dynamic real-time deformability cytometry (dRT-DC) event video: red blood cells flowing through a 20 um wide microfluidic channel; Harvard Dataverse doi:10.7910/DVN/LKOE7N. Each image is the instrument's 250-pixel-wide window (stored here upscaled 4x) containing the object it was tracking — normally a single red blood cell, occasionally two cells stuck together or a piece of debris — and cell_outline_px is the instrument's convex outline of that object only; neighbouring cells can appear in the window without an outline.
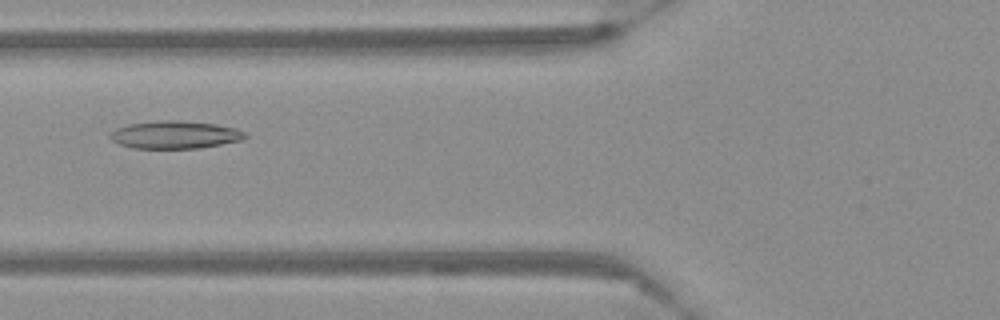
{"species": "Egyptian fruit bat (a non-hibernating species)", "species_latin": "Rousettus aegyptiacus", "temperature_condition": "warm", "stored_images_in_passage": 55, "camera_frame_rate_fps": 3000, "um_per_image_px": 0.085, "frame": {"image": 1, "passage_image": 21, "time_ms": 6.667, "image_size_px": [1000, 320], "cell_outline_px": [[248, 136], [240, 140], [220, 144], [196, 148], [132, 148], [120, 144], [112, 140], [108, 136], [116, 128], [128, 124], [160, 120], [176, 120], [216, 124], [236, 128], [244, 132]], "centroid_in_image_um": [14.85, 11.45], "position_along_channel_um": 111.0, "area_um2": 21.62}}
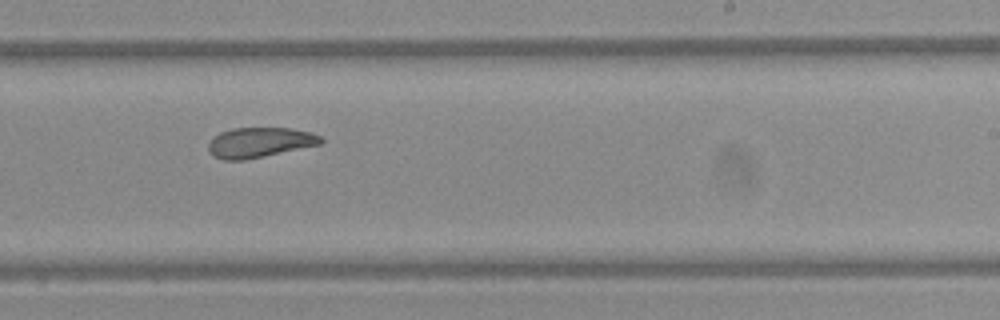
{"frame": {"image": 2, "passage_image": 34, "time_ms": 11.0, "image_size_px": [1000, 320], "cell_outline_px": [[324, 140], [320, 144], [244, 160], [224, 160], [212, 156], [208, 152], [208, 144], [212, 136], [220, 132], [232, 128], [292, 128], [312, 132], [320, 136]], "centroid_in_image_um": [22.02, 12.1], "position_along_channel_um": 267.0, "area_um2": 19.77}}
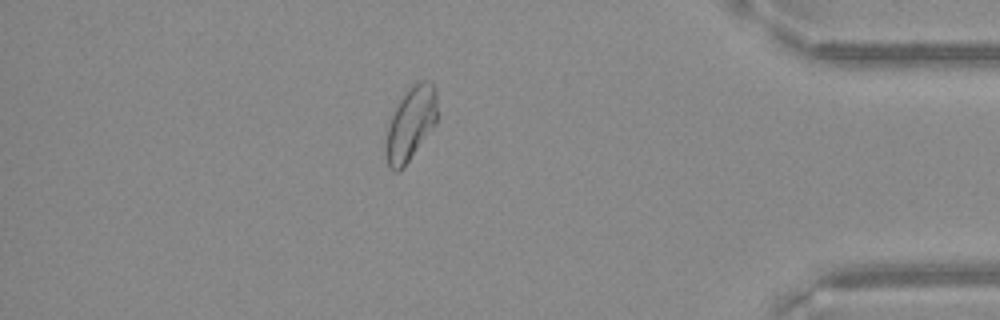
{"frame": {"image": 3, "passage_image": 48, "time_ms": 15.667, "image_size_px": [1000, 320], "cell_outline_px": [[436, 124], [404, 168], [396, 172], [388, 168], [384, 152], [384, 132], [400, 100], [420, 80], [428, 80], [436, 88]], "centroid_in_image_um": [34.86, 10.61], "position_along_channel_um": 400.3, "area_um2": 22.14}}